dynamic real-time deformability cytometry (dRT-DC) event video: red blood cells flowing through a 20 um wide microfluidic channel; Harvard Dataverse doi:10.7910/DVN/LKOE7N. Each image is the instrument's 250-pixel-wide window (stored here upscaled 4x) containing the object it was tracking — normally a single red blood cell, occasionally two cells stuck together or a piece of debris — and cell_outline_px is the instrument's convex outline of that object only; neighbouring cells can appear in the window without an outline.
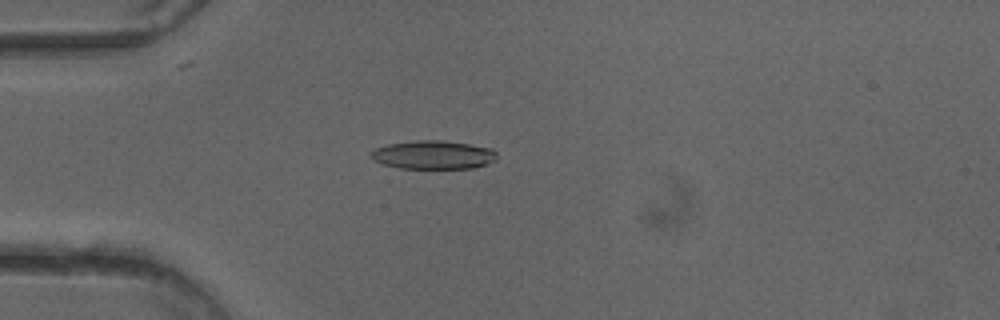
{"species": "common noctule bat (a hibernating species)", "species_latin": "Nyctalus noctula", "temperature_condition": "cold", "stored_images_in_passage": 51, "camera_frame_rate_fps": 3000, "um_per_image_px": 0.085, "animal": {"sex": "female"}, "frame": {"image": 1, "passage_image": 14, "time_ms": 4.333, "image_size_px": [1000, 320], "cell_outline_px": [[496, 156], [492, 160], [484, 164], [472, 168], [400, 168], [384, 164], [372, 160], [368, 152], [376, 148], [388, 144], [416, 140], [440, 140], [468, 144], [492, 148], [496, 152]], "centroid_in_image_um": [36.76, 13.15], "position_along_channel_um": 48.2, "area_um2": 20.75}}
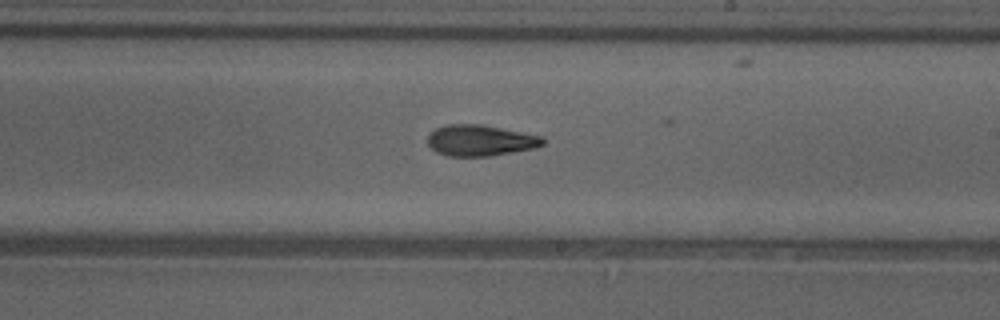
{"frame": {"image": 2, "passage_image": 30, "time_ms": 9.667, "image_size_px": [1000, 320], "cell_outline_px": [[544, 144], [536, 148], [488, 156], [448, 156], [436, 152], [428, 144], [428, 136], [436, 128], [444, 124], [480, 124], [544, 136]], "centroid_in_image_um": [40.84, 11.93], "position_along_channel_um": 248.2, "area_um2": 20.87}}
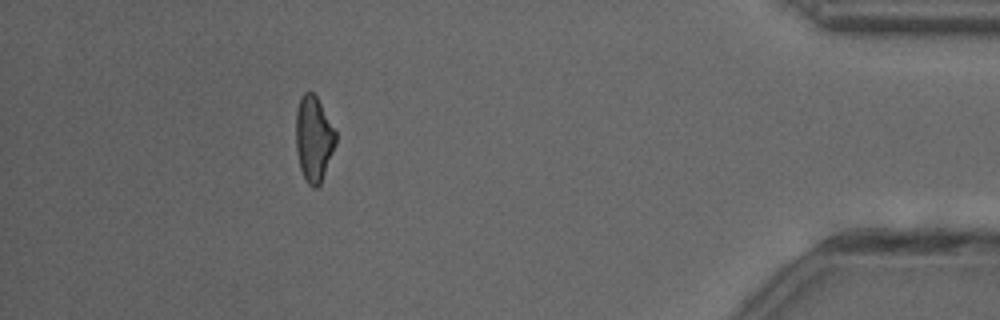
{"frame": {"image": 3, "passage_image": 46, "time_ms": 15.0, "image_size_px": [1000, 320], "cell_outline_px": [[336, 144], [320, 184], [316, 188], [312, 188], [308, 184], [300, 168], [296, 148], [296, 112], [300, 96], [304, 92], [312, 92], [316, 96], [336, 132]], "centroid_in_image_um": [26.65, 11.79], "position_along_channel_um": 408.5, "area_um2": 19.65}, "authors_computed_cell_mechanics": {"area_um2": 20.6346, "velocity_mm_per_s": 4.0344, "shape_relaxation_time_tau1_ms": 3.7687, "shape_relaxation_time_tau2_ms": 3.6903, "deformation_change_tau1": 0.1362, "deformation_change_tau2": 0.1355}}